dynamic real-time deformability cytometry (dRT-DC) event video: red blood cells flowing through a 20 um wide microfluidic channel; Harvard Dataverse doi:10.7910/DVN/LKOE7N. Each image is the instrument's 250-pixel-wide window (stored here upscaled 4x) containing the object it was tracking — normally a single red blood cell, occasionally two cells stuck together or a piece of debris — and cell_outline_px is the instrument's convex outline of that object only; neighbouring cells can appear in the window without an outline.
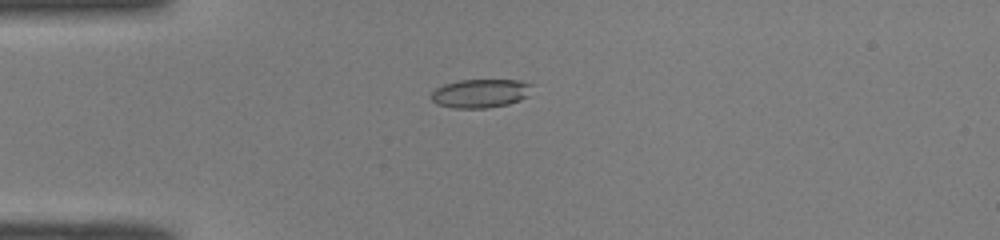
{"species": "common noctule bat (a hibernating species)", "species_latin": "Nyctalus noctula", "temperature_condition": "room temperature", "stored_images_in_passage": 38, "camera_frame_rate_fps": 3000, "um_per_image_px": 0.085, "animal": {"sex": "male", "body_mass_g": 19.0, "forearm_length_mm": 50.8}, "frame": {"image": 1, "passage_image": 1, "time_ms": 0.0, "image_size_px": [1000, 240], "cell_outline_px": [[536, 84], [528, 96], [520, 100], [508, 104], [488, 108], [452, 108], [436, 104], [432, 100], [432, 92], [436, 88], [444, 84], [460, 80], [520, 80]], "centroid_in_image_um": [40.9, 7.93], "position_along_channel_um": 44.1, "area_um2": 17.11}}
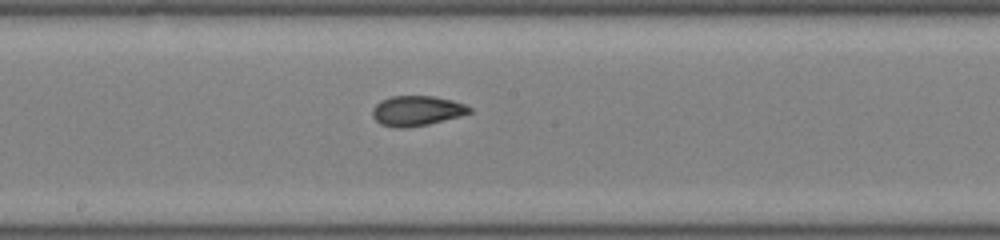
{"frame": {"image": 2, "passage_image": 15, "time_ms": 4.667, "image_size_px": [1000, 240], "cell_outline_px": [[472, 112], [460, 116], [428, 124], [404, 128], [396, 128], [380, 124], [372, 116], [372, 108], [380, 100], [392, 96], [432, 96], [452, 100], [464, 104], [472, 108]], "centroid_in_image_um": [35.4, 9.41], "position_along_channel_um": 212.8, "area_um2": 16.99}}
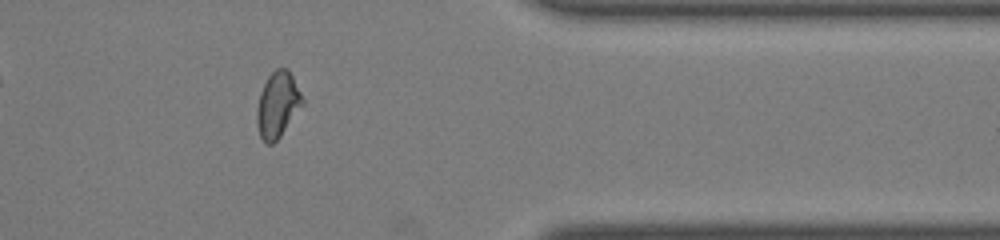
{"frame": {"image": 3, "passage_image": 29, "time_ms": 9.333, "image_size_px": [1000, 240], "cell_outline_px": [[304, 104], [280, 136], [272, 144], [264, 144], [260, 136], [256, 124], [256, 108], [260, 92], [268, 76], [276, 68], [288, 68], [304, 100]], "centroid_in_image_um": [23.58, 8.92], "position_along_channel_um": 387.8, "area_um2": 17.51}, "authors_computed_cell_mechanics": {"area_um2": 17.1088, "velocity_mm_per_s": 4.0854, "shape_relaxation_time_tau1_ms": null, "shape_relaxation_time_tau2_ms": 0.8457, "deformation_change_tau1": null, "deformation_change_tau2": 0.0639}}